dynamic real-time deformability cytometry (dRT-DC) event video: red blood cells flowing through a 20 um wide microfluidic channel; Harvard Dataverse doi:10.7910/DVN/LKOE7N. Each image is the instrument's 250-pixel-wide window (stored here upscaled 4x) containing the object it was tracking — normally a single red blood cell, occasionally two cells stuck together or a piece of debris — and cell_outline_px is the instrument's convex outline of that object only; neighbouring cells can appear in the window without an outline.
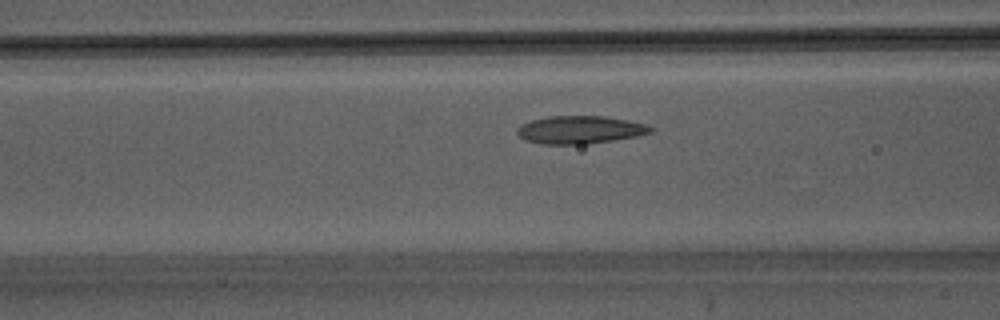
{"species": "Egyptian fruit bat (a non-hibernating species)", "species_latin": "Rousettus aegyptiacus", "temperature_condition": "warm", "stored_images_in_passage": 39, "camera_frame_rate_fps": 3000, "um_per_image_px": 0.085, "animal": {"sex": "male"}, "frame": {"image": 1, "passage_image": 12, "time_ms": 3.667, "image_size_px": [1000, 320], "cell_outline_px": [[652, 132], [636, 136], [612, 140], [584, 144], [540, 144], [524, 140], [516, 132], [516, 128], [520, 124], [532, 120], [548, 116], [604, 116], [628, 120], [644, 124], [652, 128]], "centroid_in_image_um": [49.23, 11.03], "position_along_channel_um": 117.4, "area_um2": 21.56}}
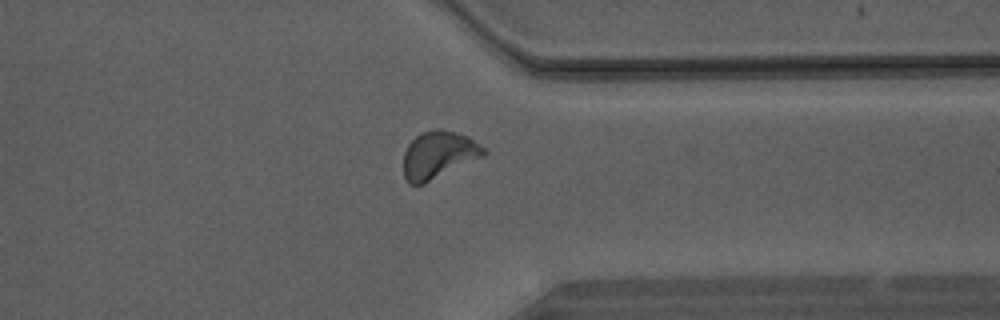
{"frame": {"image": 2, "passage_image": 29, "time_ms": 9.333, "image_size_px": [1000, 320], "cell_outline_px": [[488, 152], [484, 156], [424, 184], [408, 184], [404, 176], [404, 152], [408, 144], [420, 132], [436, 128], [440, 128], [456, 132], [468, 136], [480, 144]], "centroid_in_image_um": [37.28, 13.15], "position_along_channel_um": 374.1, "area_um2": 22.31}}
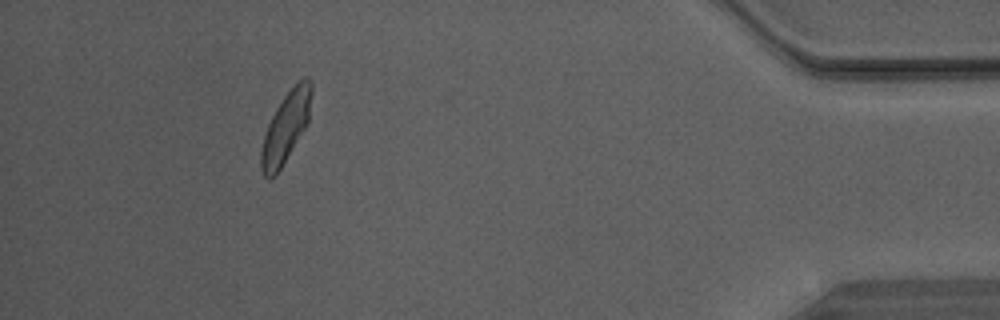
{"frame": {"image": 3, "passage_image": 35, "time_ms": 11.333, "image_size_px": [1000, 320], "cell_outline_px": [[312, 92], [308, 124], [276, 176], [268, 180], [264, 176], [260, 168], [260, 152], [264, 136], [268, 124], [276, 108], [284, 96], [304, 76], [312, 80]], "centroid_in_image_um": [24.29, 10.86], "position_along_channel_um": 410.9, "area_um2": 20.75}}